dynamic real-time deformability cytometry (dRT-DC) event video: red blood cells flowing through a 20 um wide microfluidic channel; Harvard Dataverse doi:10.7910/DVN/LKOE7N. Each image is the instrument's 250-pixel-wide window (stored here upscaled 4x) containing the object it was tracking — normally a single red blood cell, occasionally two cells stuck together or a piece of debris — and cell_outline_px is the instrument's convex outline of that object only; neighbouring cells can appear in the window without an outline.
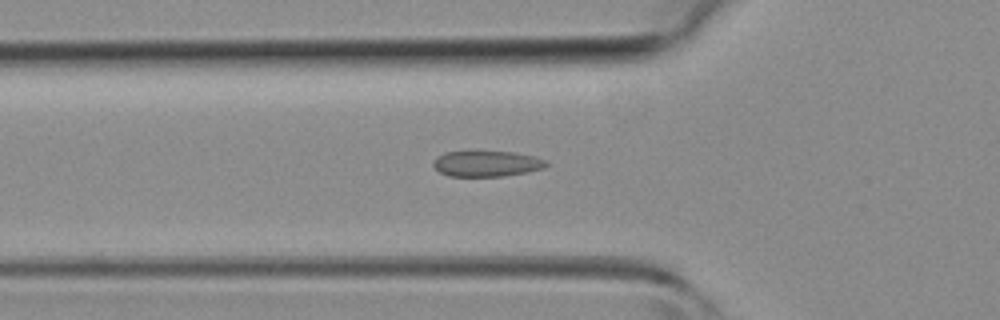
{"species": "common noctule bat (a hibernating species)", "species_latin": "Nyctalus noctula", "temperature_condition": "room temperature", "stored_images_in_passage": 37, "camera_frame_rate_fps": 3000, "um_per_image_px": 0.085, "animal": {"sex": "female", "body_mass_g": 19.3, "forearm_length_mm": 54.1}, "frame": {"image": 1, "passage_image": 8, "time_ms": 2.333, "image_size_px": [1000, 320], "cell_outline_px": [[548, 164], [544, 168], [528, 172], [504, 176], [448, 176], [440, 172], [432, 164], [432, 160], [436, 156], [444, 152], [516, 152], [536, 156], [544, 160]], "centroid_in_image_um": [41.36, 13.91], "position_along_channel_um": 84.4, "area_um2": 16.99}}
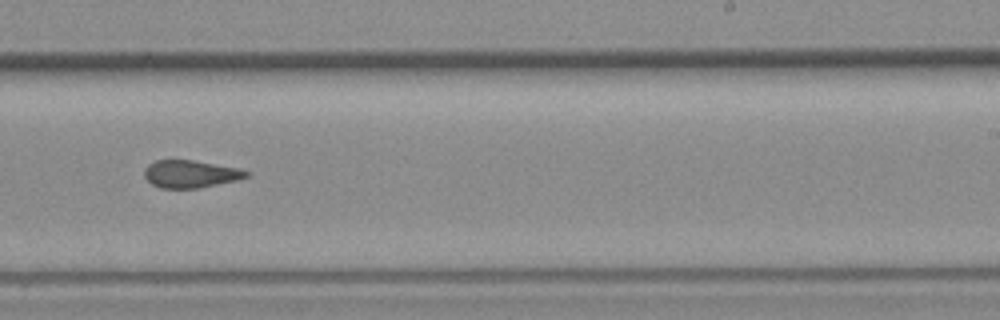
{"frame": {"image": 2, "passage_image": 20, "time_ms": 6.333, "image_size_px": [1000, 320], "cell_outline_px": [[252, 172], [248, 176], [240, 180], [200, 188], [160, 188], [152, 184], [144, 176], [144, 172], [148, 164], [156, 160], [192, 160], [240, 168]], "centroid_in_image_um": [16.25, 14.79], "position_along_channel_um": 272.8, "area_um2": 16.53}}
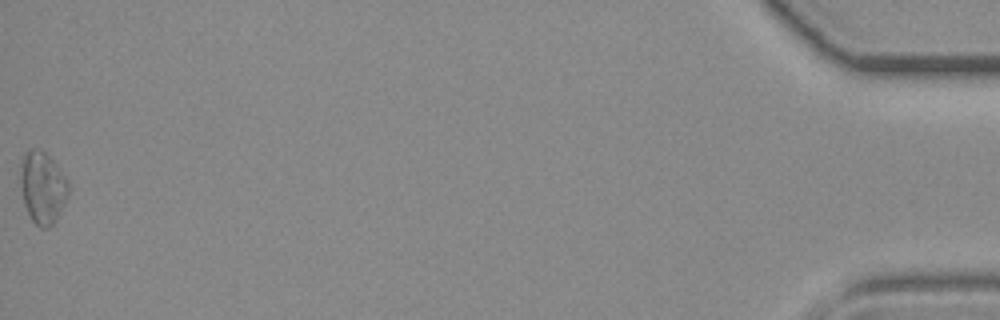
{"frame": {"image": 3, "passage_image": 37, "time_ms": 12.0, "image_size_px": [1000, 320], "cell_outline_px": [[68, 196], [56, 220], [48, 228], [40, 228], [32, 220], [24, 204], [20, 188], [20, 160], [24, 152], [32, 148], [40, 148], [52, 160], [68, 180]], "centroid_in_image_um": [3.59, 15.92], "position_along_channel_um": 431.6, "area_um2": 20.29}}